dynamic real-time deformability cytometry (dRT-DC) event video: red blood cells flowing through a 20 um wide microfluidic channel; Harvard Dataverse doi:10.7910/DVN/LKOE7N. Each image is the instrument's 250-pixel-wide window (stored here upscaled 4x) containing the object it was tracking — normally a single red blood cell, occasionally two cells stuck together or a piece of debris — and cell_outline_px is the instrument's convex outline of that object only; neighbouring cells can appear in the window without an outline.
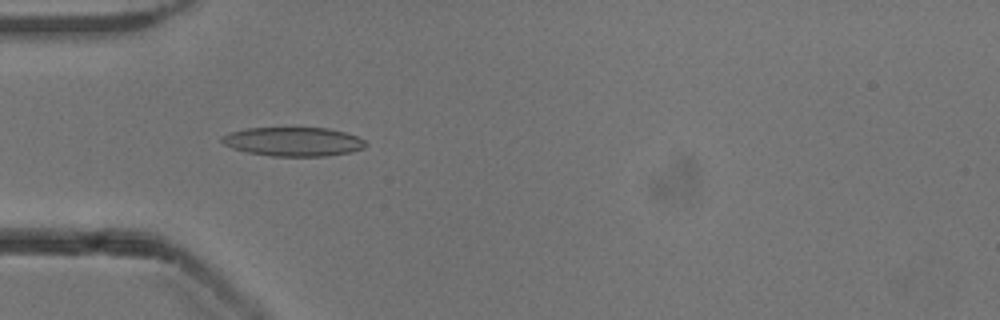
{"species": "common noctule bat (a hibernating species)", "species_latin": "Nyctalus noctula", "temperature_condition": "cold", "stored_images_in_passage": 52, "camera_frame_rate_fps": 3000, "um_per_image_px": 0.085, "animal": {"sex": "male", "body_mass_g": 13.3}, "frame": {"image": 1, "passage_image": 16, "time_ms": 5.0, "image_size_px": [1000, 320], "cell_outline_px": [[368, 144], [364, 148], [352, 152], [324, 156], [272, 156], [248, 152], [232, 148], [224, 144], [220, 140], [224, 136], [232, 132], [248, 128], [328, 128], [344, 132], [356, 136], [364, 140]], "centroid_in_image_um": [24.97, 12.04], "position_along_channel_um": 60.0, "area_um2": 24.1}}
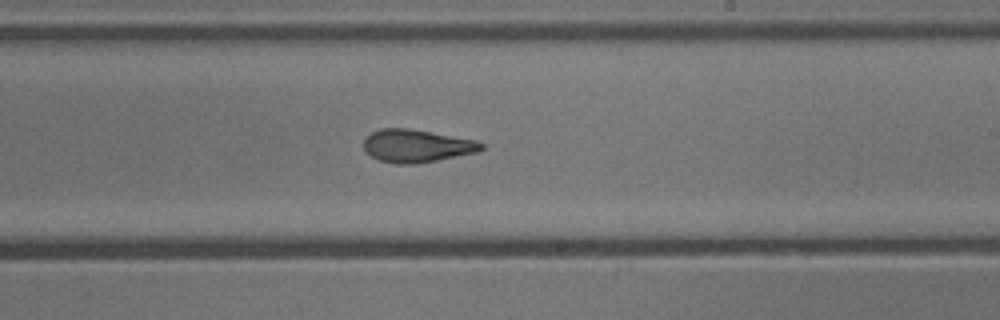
{"frame": {"image": 2, "passage_image": 31, "time_ms": 10.0, "image_size_px": [1000, 320], "cell_outline_px": [[484, 148], [476, 152], [416, 164], [396, 164], [380, 160], [372, 156], [364, 148], [364, 140], [372, 132], [380, 128], [408, 128], [476, 140], [484, 144]], "centroid_in_image_um": [35.41, 12.39], "position_along_channel_um": 253.6, "area_um2": 22.2}}
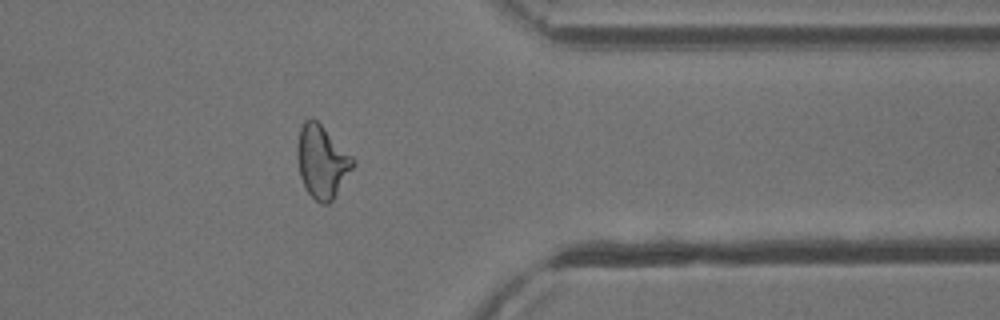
{"frame": {"image": 3, "passage_image": 42, "time_ms": 13.667, "image_size_px": [1000, 320], "cell_outline_px": [[356, 164], [332, 200], [328, 204], [320, 204], [308, 192], [300, 176], [296, 156], [296, 152], [300, 128], [304, 120], [312, 116], [356, 160]], "centroid_in_image_um": [27.36, 13.73], "position_along_channel_um": 384.0, "area_um2": 23.47}, "authors_computed_cell_mechanics": {"area_um2": 22.831, "velocity_mm_per_s": 3.9104, "shape_relaxation_time_tau1_ms": 9.2622, "shape_relaxation_time_tau2_ms": 2.3581, "deformation_change_tau1": 0.2329, "deformation_change_tau2": 0.1068}}